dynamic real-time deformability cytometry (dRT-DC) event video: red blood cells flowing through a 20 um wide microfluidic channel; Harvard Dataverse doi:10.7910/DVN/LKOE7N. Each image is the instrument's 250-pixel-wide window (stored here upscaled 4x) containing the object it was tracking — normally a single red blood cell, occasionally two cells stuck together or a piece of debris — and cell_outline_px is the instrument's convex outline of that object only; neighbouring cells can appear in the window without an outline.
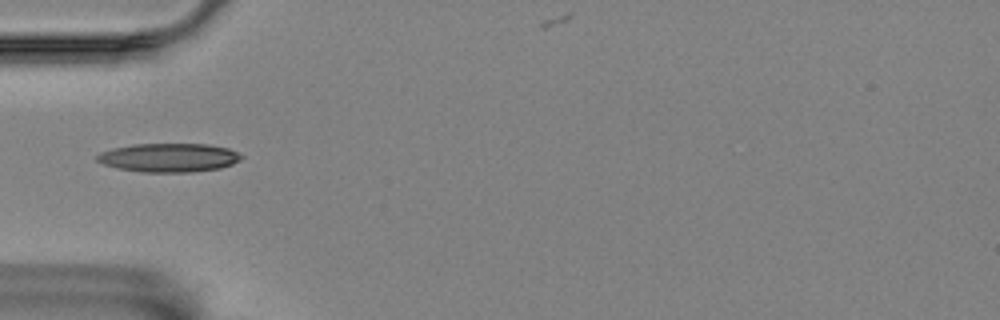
{"species": "Egyptian fruit bat (a non-hibernating species)", "species_latin": "Rousettus aegyptiacus", "temperature_condition": "room temperature", "stored_images_in_passage": 4, "camera_frame_rate_fps": 3000, "um_per_image_px": 0.085, "animal": {"sex": "female"}, "frame": {"image": 1, "passage_image": 1, "time_ms": 0.0, "image_size_px": [1000, 320], "cell_outline_px": [[244, 156], [240, 160], [232, 164], [220, 168], [192, 172], [140, 172], [116, 168], [104, 164], [96, 160], [96, 156], [100, 152], [112, 148], [132, 144], [208, 144], [228, 148]], "centroid_in_image_um": [14.33, 13.4], "position_along_channel_um": 70.7, "area_um2": 24.28}}
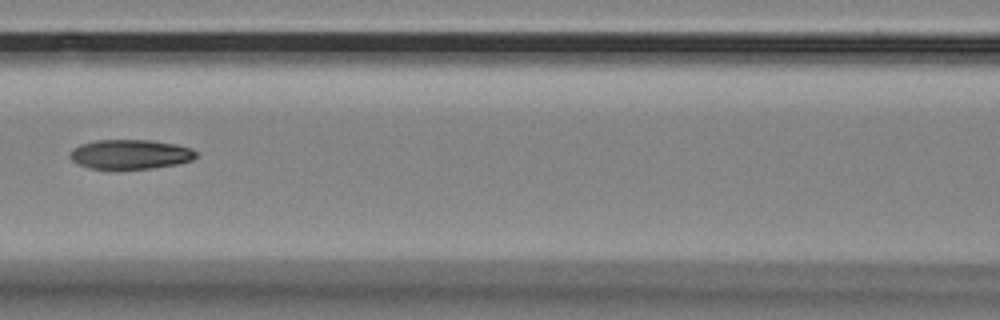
{"frame": {"image": 2, "passage_image": 3, "time_ms": 0.667, "image_size_px": [1000, 320], "cell_outline_px": [[196, 156], [192, 160], [176, 164], [152, 168], [116, 172], [88, 168], [76, 164], [68, 156], [68, 152], [72, 148], [80, 144], [96, 140], [152, 140], [176, 144], [192, 148], [196, 152]], "centroid_in_image_um": [10.99, 13.15], "position_along_channel_um": 155.6, "area_um2": 22.66}}
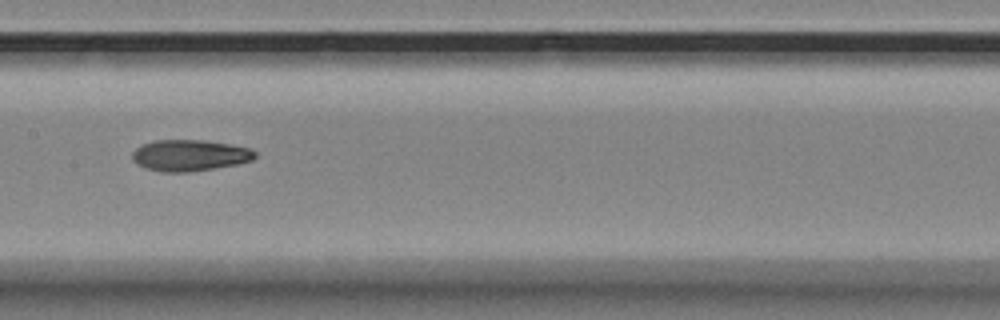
{"frame": {"image": 3, "passage_image": 4, "time_ms": 1.0, "image_size_px": [1000, 320], "cell_outline_px": [[256, 156], [252, 160], [236, 164], [188, 172], [160, 172], [148, 168], [132, 160], [132, 152], [140, 144], [152, 140], [204, 140], [228, 144], [248, 148], [256, 152]], "centroid_in_image_um": [16.08, 13.19], "position_along_channel_um": 191.3, "area_um2": 22.2}}